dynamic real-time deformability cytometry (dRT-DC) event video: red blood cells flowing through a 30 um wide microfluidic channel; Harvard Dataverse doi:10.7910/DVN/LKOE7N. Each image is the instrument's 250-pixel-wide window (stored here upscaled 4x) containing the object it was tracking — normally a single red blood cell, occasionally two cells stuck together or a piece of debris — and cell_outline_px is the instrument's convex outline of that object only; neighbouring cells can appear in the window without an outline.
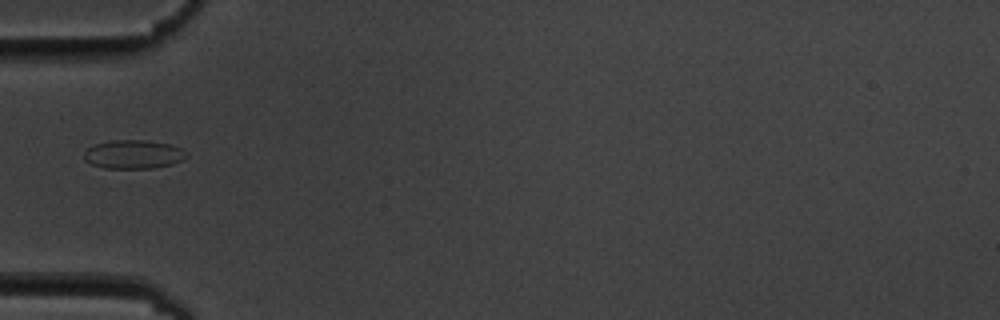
{"species": "common noctule bat (a hibernating species)", "species_latin": "Nyctalus noctula", "temperature_condition": "cold", "stored_images_in_passage": 16, "camera_frame_rate_fps": 3000, "um_per_image_px": 0.085, "animal": {"sex": "male", "body_mass_g": 19.5, "forearm_length_mm": 54.6}, "frame": {"image": 1, "passage_image": 6, "time_ms": 6.667, "image_size_px": [1000, 320], "cell_outline_px": [[188, 156], [184, 160], [172, 164], [152, 168], [104, 168], [92, 164], [84, 160], [84, 152], [88, 148], [96, 144], [112, 140], [144, 140], [172, 144], [188, 152]], "centroid_in_image_um": [11.38, 13.12], "position_along_channel_um": 73.6, "area_um2": 17.22}}
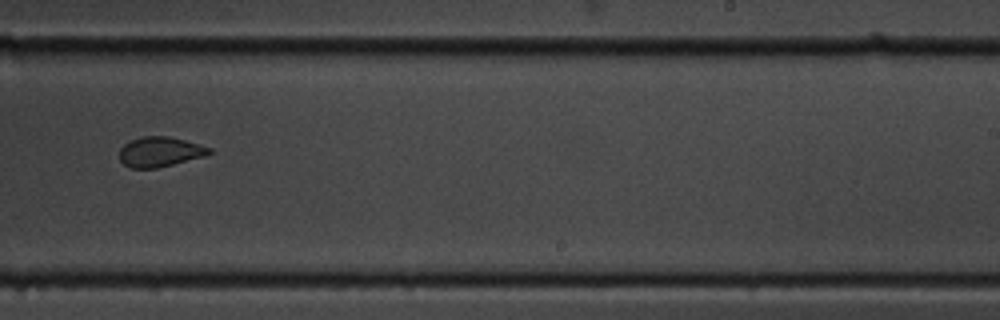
{"frame": {"image": 2, "passage_image": 11, "time_ms": 12.333, "image_size_px": [1000, 320], "cell_outline_px": [[212, 152], [204, 156], [156, 168], [132, 168], [124, 164], [120, 160], [120, 148], [128, 140], [140, 136], [168, 136], [200, 144], [212, 148]], "centroid_in_image_um": [13.57, 12.89], "position_along_channel_um": 275.4, "area_um2": 15.66}}
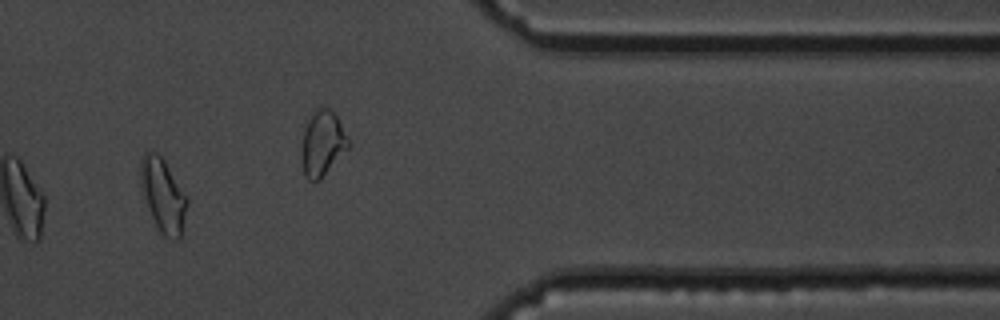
{"frame": {"image": 3, "passage_image": 14, "time_ms": 15.667, "image_size_px": [1000, 320], "cell_outline_px": [[188, 200], [180, 236], [176, 240], [172, 240], [164, 236], [160, 232], [148, 208], [144, 196], [140, 176], [140, 160], [144, 152], [152, 148], [164, 160], [188, 196]], "centroid_in_image_um": [13.86, 16.55], "position_along_channel_um": 397.5, "area_um2": 19.83}, "authors_computed_cell_mechanics": {"area_um2": 17.6001, "velocity_mm_per_s": 3.5692, "shape_relaxation_time_tau1_ms": null, "shape_relaxation_time_tau2_ms": 0.7586, "deformation_change_tau1": null, "deformation_change_tau2": 0.0636}}